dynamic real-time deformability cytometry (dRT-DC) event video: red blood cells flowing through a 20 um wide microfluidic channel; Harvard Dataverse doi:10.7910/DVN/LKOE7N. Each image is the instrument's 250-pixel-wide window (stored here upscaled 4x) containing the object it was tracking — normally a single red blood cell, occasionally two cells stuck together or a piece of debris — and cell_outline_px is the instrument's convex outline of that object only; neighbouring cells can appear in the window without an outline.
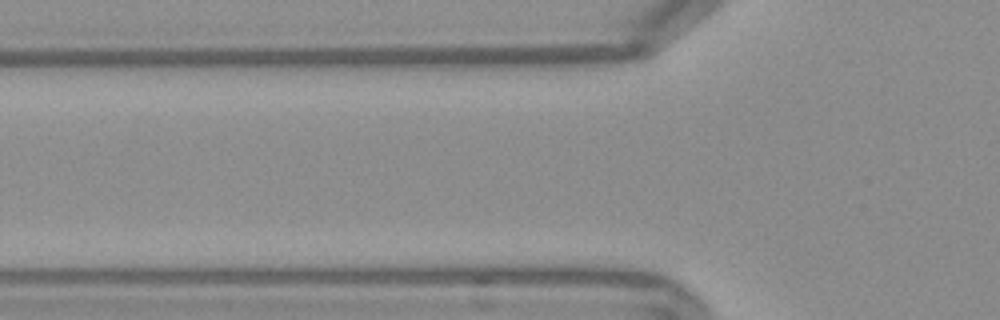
{"species": "Egyptian fruit bat (a non-hibernating species)", "species_latin": "Rousettus aegyptiacus", "temperature_condition": "warm", "stored_images_in_passage": 5, "camera_frame_rate_fps": 3000, "um_per_image_px": 0.085, "frame": {"image": 1, "passage_image": 2, "time_ms": 0.333, "image_size_px": [1000, 320], "cell_outline_px": [[656, 48], [652, 52], [644, 56], [620, 60], [540, 72], [452, 60], [444, 56], [644, 48]], "centroid_in_image_um": [46.99, 4.99], "position_along_channel_um": 78.8, "area_um2": 18.79}}